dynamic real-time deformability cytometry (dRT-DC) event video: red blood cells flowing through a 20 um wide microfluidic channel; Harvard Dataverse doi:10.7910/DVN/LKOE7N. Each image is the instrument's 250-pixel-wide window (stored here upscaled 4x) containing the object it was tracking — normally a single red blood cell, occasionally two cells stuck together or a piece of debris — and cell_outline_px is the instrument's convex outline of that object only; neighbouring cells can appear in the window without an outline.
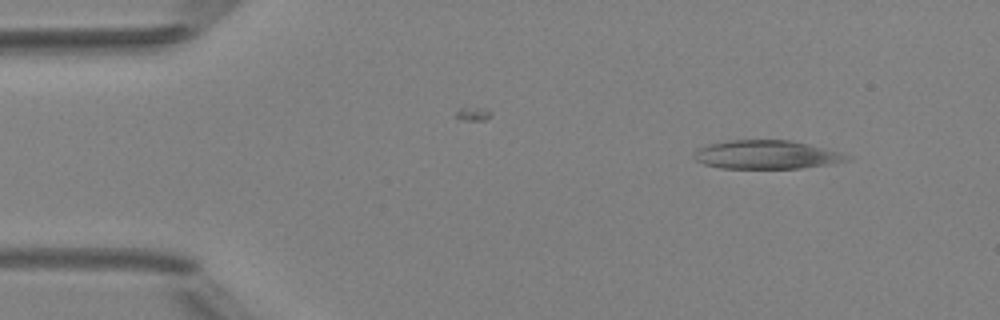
{"species": "Egyptian fruit bat (a non-hibernating species)", "species_latin": "Rousettus aegyptiacus", "temperature_condition": "room temperature", "stored_images_in_passage": 48, "camera_frame_rate_fps": 3000, "um_per_image_px": 0.085, "animal": {"sex": "female"}, "frame": {"image": 1, "passage_image": 5, "time_ms": 1.333, "image_size_px": [1000, 320], "cell_outline_px": [[852, 160], [828, 164], [800, 168], [720, 168], [704, 164], [696, 160], [692, 156], [700, 148], [708, 144], [728, 140], [792, 140], [840, 152], [852, 156]], "centroid_in_image_um": [65.17, 13.14], "position_along_channel_um": 19.8, "area_um2": 25.43}}
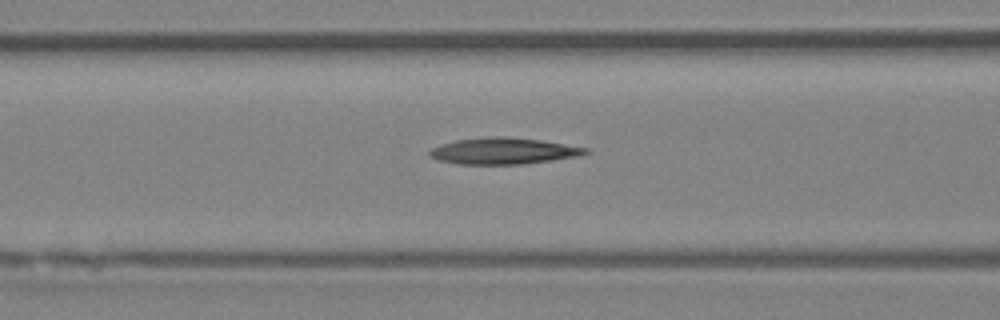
{"frame": {"image": 2, "passage_image": 19, "time_ms": 6.0, "image_size_px": [1000, 320], "cell_outline_px": [[592, 152], [580, 156], [552, 160], [520, 164], [460, 164], [440, 160], [432, 156], [428, 152], [432, 148], [456, 140], [488, 136], [508, 136], [540, 140], [588, 148]], "centroid_in_image_um": [42.85, 12.82], "position_along_channel_um": 123.7, "area_um2": 23.81}}
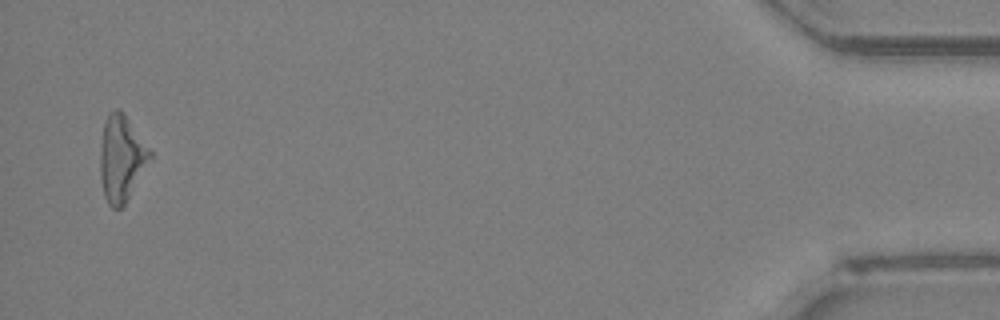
{"frame": {"image": 3, "passage_image": 47, "time_ms": 15.333, "image_size_px": [1000, 320], "cell_outline_px": [[152, 156], [124, 204], [120, 208], [112, 208], [108, 204], [104, 196], [100, 176], [100, 152], [104, 124], [108, 116], [116, 108], [120, 108], [124, 112], [152, 152]], "centroid_in_image_um": [10.31, 13.45], "position_along_channel_um": 424.9, "area_um2": 24.57}}